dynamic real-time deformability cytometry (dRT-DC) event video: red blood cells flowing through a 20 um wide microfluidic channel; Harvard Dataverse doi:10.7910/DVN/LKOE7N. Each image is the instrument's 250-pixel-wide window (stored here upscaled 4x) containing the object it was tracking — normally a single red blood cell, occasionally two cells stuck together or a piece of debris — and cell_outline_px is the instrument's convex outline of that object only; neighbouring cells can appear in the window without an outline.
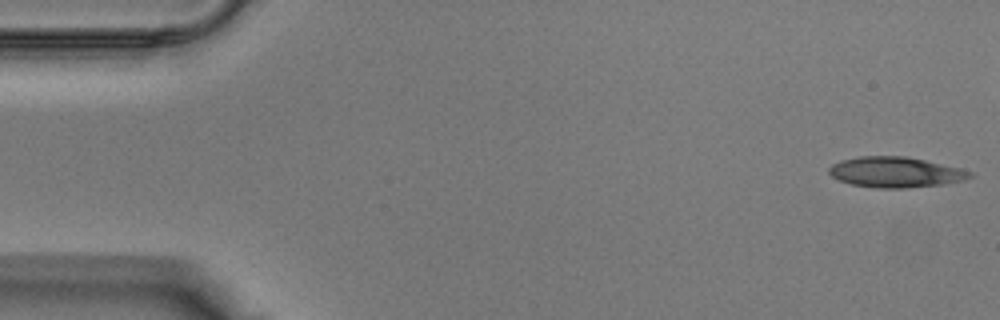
{"species": "Egyptian fruit bat (a non-hibernating species)", "species_latin": "Rousettus aegyptiacus", "temperature_condition": "warm", "stored_images_in_passage": 6, "camera_frame_rate_fps": 3000, "um_per_image_px": 0.085, "animal": {"sex": "male"}, "frame": {"image": 1, "passage_image": 1, "time_ms": 0.0, "image_size_px": [1000, 320], "cell_outline_px": [[972, 176], [964, 180], [944, 184], [908, 188], [876, 188], [852, 184], [840, 180], [832, 176], [828, 172], [828, 168], [832, 164], [840, 160], [860, 156], [908, 156], [960, 168], [972, 172]], "centroid_in_image_um": [76.11, 14.63], "position_along_channel_um": 8.9, "area_um2": 25.09}}